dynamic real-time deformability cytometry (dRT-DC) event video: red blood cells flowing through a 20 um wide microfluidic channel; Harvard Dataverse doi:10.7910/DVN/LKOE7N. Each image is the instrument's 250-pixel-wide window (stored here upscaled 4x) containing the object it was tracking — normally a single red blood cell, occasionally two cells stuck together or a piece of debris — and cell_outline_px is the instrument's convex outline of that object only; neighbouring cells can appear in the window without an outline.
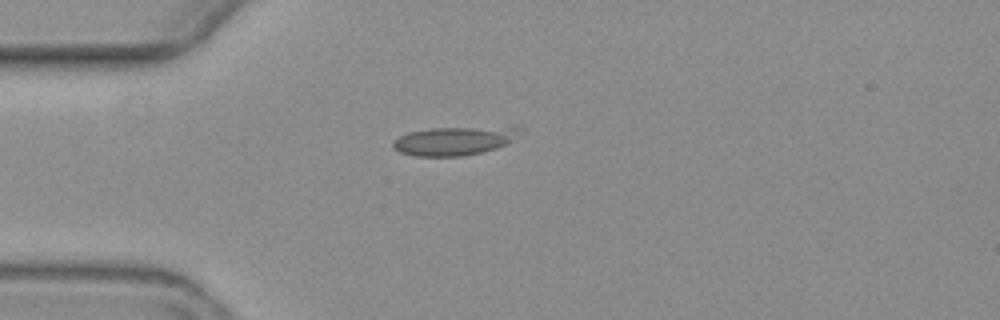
{"species": "common noctule bat (a hibernating species)", "species_latin": "Nyctalus noctula", "temperature_condition": "warm", "stored_images_in_passage": 3, "camera_frame_rate_fps": 3000, "um_per_image_px": 0.085, "animal": {"sex": "female", "body_mass_g": 19.3, "forearm_length_mm": 54.1}, "frame": {"image": 1, "passage_image": 1, "time_ms": 0.0, "image_size_px": [1000, 320], "cell_outline_px": [[524, 128], [504, 144], [496, 148], [464, 156], [416, 156], [400, 152], [392, 148], [392, 140], [408, 132], [432, 128]], "centroid_in_image_um": [38.46, 11.99], "position_along_channel_um": 46.5, "area_um2": 20.46}}
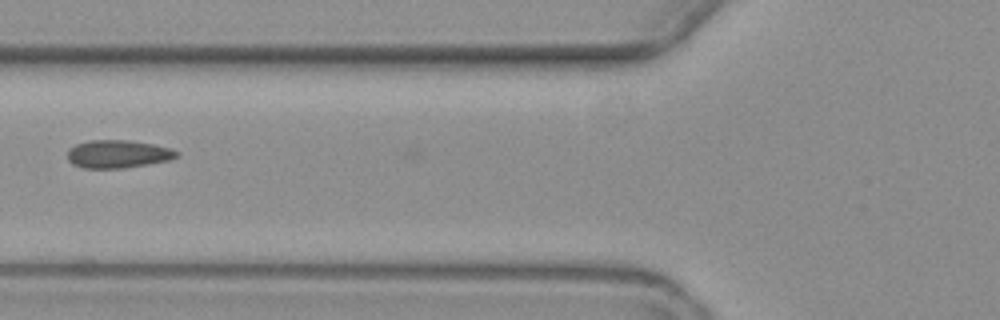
{"frame": {"image": 2, "passage_image": 3, "time_ms": 2.333, "image_size_px": [1000, 320], "cell_outline_px": [[180, 156], [168, 160], [148, 164], [124, 168], [84, 168], [72, 164], [68, 160], [68, 148], [76, 144], [88, 140], [128, 140], [152, 144], [172, 148], [180, 152]], "centroid_in_image_um": [10.03, 13.09], "position_along_channel_um": 115.8, "area_um2": 17.92}}